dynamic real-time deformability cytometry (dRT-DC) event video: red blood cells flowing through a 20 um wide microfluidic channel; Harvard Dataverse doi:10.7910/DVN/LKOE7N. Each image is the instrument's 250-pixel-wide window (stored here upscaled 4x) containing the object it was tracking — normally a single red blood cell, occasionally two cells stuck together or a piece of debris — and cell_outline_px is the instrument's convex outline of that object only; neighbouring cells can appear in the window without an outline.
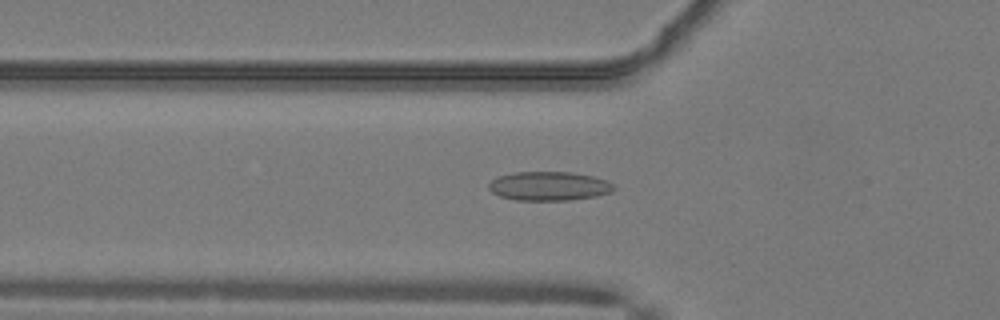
{"species": "common noctule bat (a hibernating species)", "species_latin": "Nyctalus noctula", "temperature_condition": "warm", "stored_images_in_passage": 51, "camera_frame_rate_fps": 3000, "um_per_image_px": 0.085, "animal": {"sex": "male", "body_mass_g": 19.2, "forearm_length_mm": 51.8}, "frame": {"image": 1, "passage_image": 18, "time_ms": 5.667, "image_size_px": [1000, 320], "cell_outline_px": [[616, 188], [612, 192], [596, 196], [568, 200], [516, 200], [500, 196], [492, 192], [488, 188], [488, 184], [492, 180], [500, 176], [516, 172], [572, 172], [592, 176], [616, 184]], "centroid_in_image_um": [46.69, 15.82], "position_along_channel_um": 79.1, "area_um2": 21.1}}
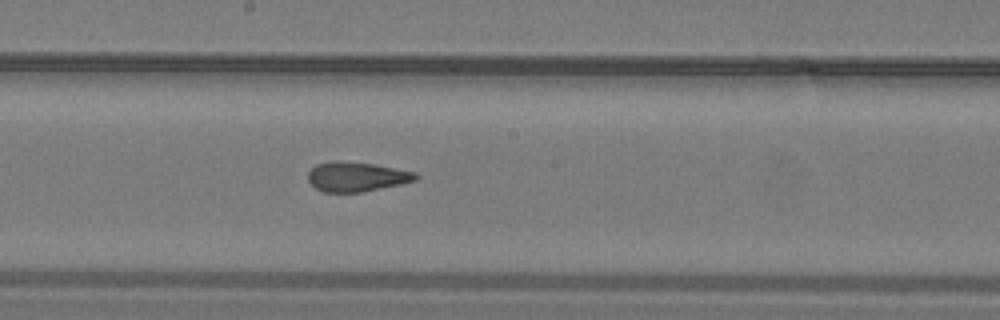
{"frame": {"image": 2, "passage_image": 28, "time_ms": 9.0, "image_size_px": [1000, 320], "cell_outline_px": [[420, 176], [416, 180], [400, 184], [360, 192], [324, 192], [316, 188], [308, 180], [308, 172], [316, 164], [336, 160], [340, 160], [372, 164], [416, 172]], "centroid_in_image_um": [30.29, 15.01], "position_along_channel_um": 217.9, "area_um2": 18.44}}
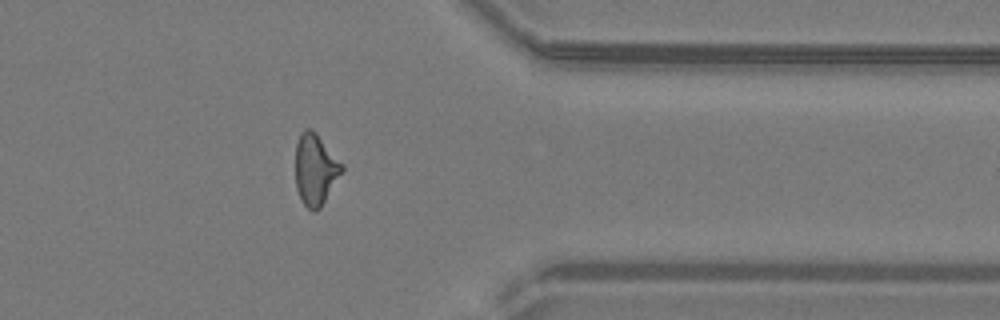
{"frame": {"image": 3, "passage_image": 41, "time_ms": 13.333, "image_size_px": [1000, 320], "cell_outline_px": [[344, 168], [320, 208], [316, 212], [312, 212], [300, 200], [296, 188], [296, 144], [300, 132], [304, 128], [312, 128], [316, 132], [344, 164]], "centroid_in_image_um": [26.8, 14.38], "position_along_channel_um": 384.6, "area_um2": 19.42}, "authors_computed_cell_mechanics": {"area_um2": 19.3052, "velocity_mm_per_s": 4.1271, "shape_relaxation_time_tau1_ms": null, "shape_relaxation_time_tau2_ms": 1.6491, "deformation_change_tau1": null, "deformation_change_tau2": 0.0908}}